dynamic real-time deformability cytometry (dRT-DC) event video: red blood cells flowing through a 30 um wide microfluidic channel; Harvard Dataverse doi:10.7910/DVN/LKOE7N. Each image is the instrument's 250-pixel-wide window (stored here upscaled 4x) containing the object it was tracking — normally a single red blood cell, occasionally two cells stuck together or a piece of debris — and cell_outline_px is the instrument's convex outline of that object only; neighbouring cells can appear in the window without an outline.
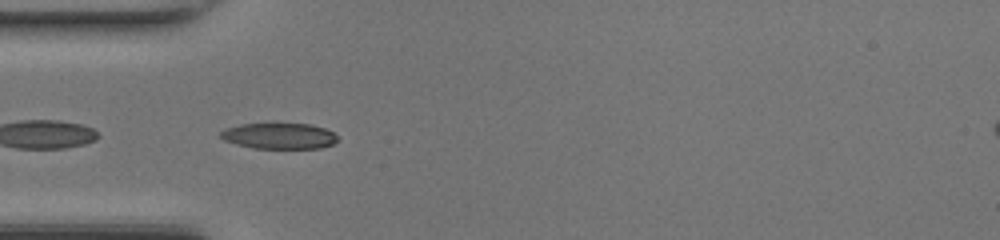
{"species": "common noctule bat (a hibernating species)", "species_latin": "Nyctalus noctula", "temperature_condition": "room temperature", "stored_images_in_passage": 44, "camera_frame_rate_fps": 3000, "um_per_image_px": 0.085, "animal": {"sex": "female", "body_mass_g": 17.0, "forearm_length_mm": 48.0}, "frame": {"image": 1, "passage_image": 15, "time_ms": 4.667, "image_size_px": [1000, 240], "cell_outline_px": [[336, 140], [332, 144], [320, 148], [252, 148], [236, 144], [224, 140], [220, 136], [220, 132], [224, 128], [240, 124], [312, 124], [324, 128], [332, 132], [336, 136]], "centroid_in_image_um": [23.69, 11.55], "position_along_channel_um": 61.3, "area_um2": 17.51}}
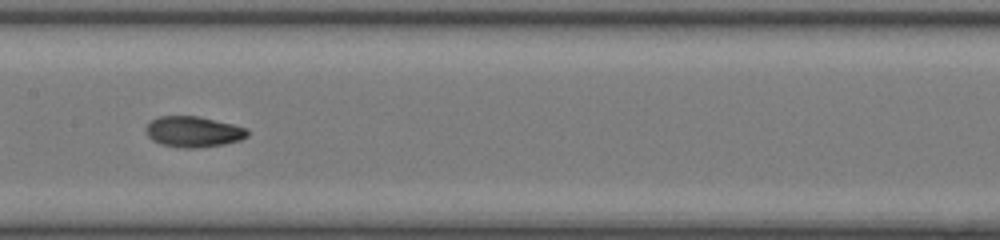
{"frame": {"image": 2, "passage_image": 24, "time_ms": 7.667, "image_size_px": [1000, 240], "cell_outline_px": [[248, 136], [240, 140], [224, 144], [196, 148], [184, 148], [160, 144], [152, 140], [148, 136], [144, 128], [152, 120], [160, 116], [200, 116], [248, 128]], "centroid_in_image_um": [16.43, 11.19], "position_along_channel_um": 191.0, "area_um2": 18.26}}
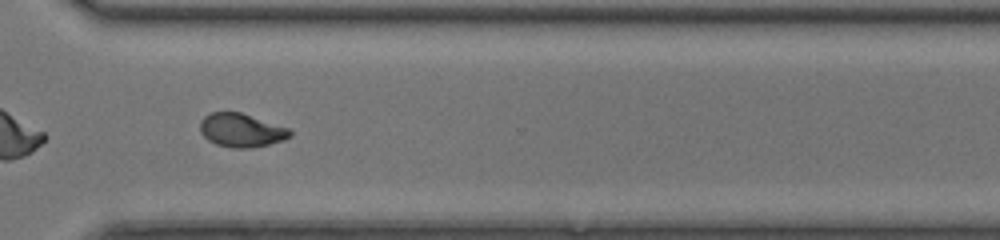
{"frame": {"image": 3, "passage_image": 35, "time_ms": 11.333, "image_size_px": [1000, 240], "cell_outline_px": [[292, 136], [284, 140], [252, 148], [232, 148], [216, 144], [208, 140], [200, 132], [200, 120], [204, 116], [212, 112], [240, 112], [288, 128], [292, 132]], "centroid_in_image_um": [20.5, 11.08], "position_along_channel_um": 350.1, "area_um2": 17.57}, "authors_computed_cell_mechanics": {"area_um2": 18.2359, "velocity_mm_per_s": 4.3496, "shape_relaxation_time_tau1_ms": 6.0134, "shape_relaxation_time_tau2_ms": 2.5403, "deformation_change_tau1": 0.1958, "deformation_change_tau2": 0.0721}}